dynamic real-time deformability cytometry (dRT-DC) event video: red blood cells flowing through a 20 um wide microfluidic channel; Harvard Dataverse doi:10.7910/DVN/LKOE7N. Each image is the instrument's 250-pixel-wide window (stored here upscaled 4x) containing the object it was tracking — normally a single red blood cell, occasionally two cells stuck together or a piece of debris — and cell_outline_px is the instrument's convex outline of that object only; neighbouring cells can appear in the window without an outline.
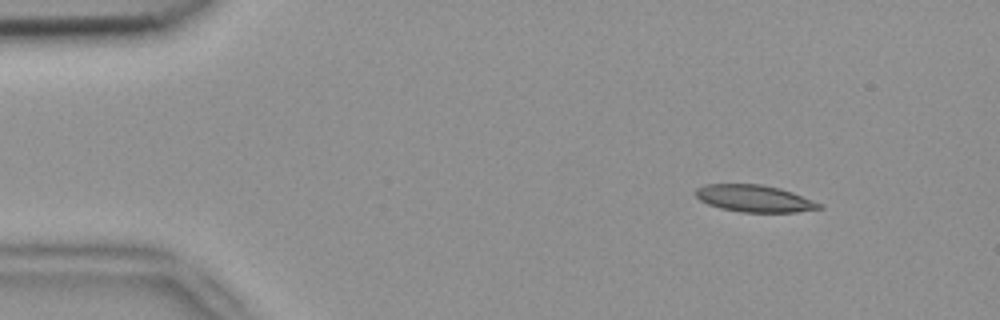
{"species": "common noctule bat (a hibernating species)", "species_latin": "Nyctalus noctula", "temperature_condition": "room temperature", "stored_images_in_passage": 3, "camera_frame_rate_fps": 3000, "um_per_image_px": 0.085, "animal": {"sex": "female", "body_mass_g": 18.4}, "frame": {"image": 1, "passage_image": 1, "time_ms": 0.0, "image_size_px": [1000, 320], "cell_outline_px": [[824, 208], [796, 212], [740, 212], [720, 208], [708, 204], [700, 200], [696, 196], [696, 188], [704, 184], [760, 184], [780, 188], [792, 192], [824, 204]], "centroid_in_image_um": [64.15, 16.87], "position_along_channel_um": 20.9, "area_um2": 19.54}}